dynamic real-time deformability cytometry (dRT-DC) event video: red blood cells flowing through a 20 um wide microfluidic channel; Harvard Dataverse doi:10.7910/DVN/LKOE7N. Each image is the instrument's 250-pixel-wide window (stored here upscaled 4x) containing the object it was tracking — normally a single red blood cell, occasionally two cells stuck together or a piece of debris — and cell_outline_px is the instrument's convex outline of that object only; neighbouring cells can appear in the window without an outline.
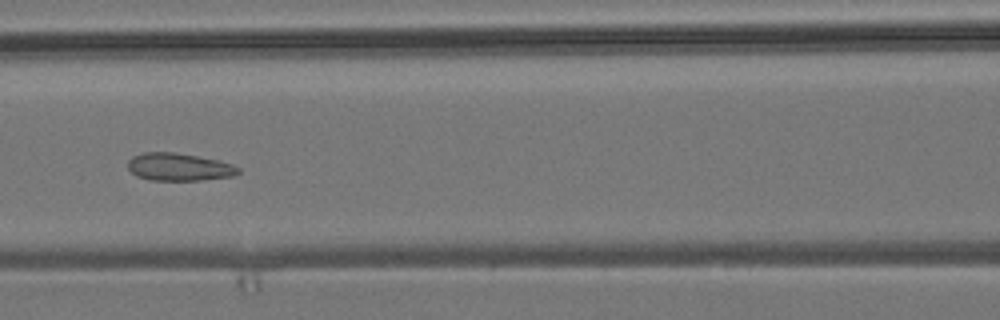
{"species": "common noctule bat (a hibernating species)", "species_latin": "Nyctalus noctula", "temperature_condition": "room temperature", "stored_images_in_passage": 9, "camera_frame_rate_fps": 3000, "um_per_image_px": 0.085, "animal": {"sex": "male", "body_mass_g": 19.2, "forearm_length_mm": 51.8}, "frame": {"image": 1, "passage_image": 7, "time_ms": 2.0, "image_size_px": [1000, 320], "cell_outline_px": [[240, 172], [232, 176], [200, 180], [148, 180], [136, 176], [128, 168], [128, 160], [132, 156], [144, 152], [176, 152], [216, 160], [232, 164], [240, 168]], "centroid_in_image_um": [15.18, 14.19], "position_along_channel_um": 151.4, "area_um2": 17.74}}
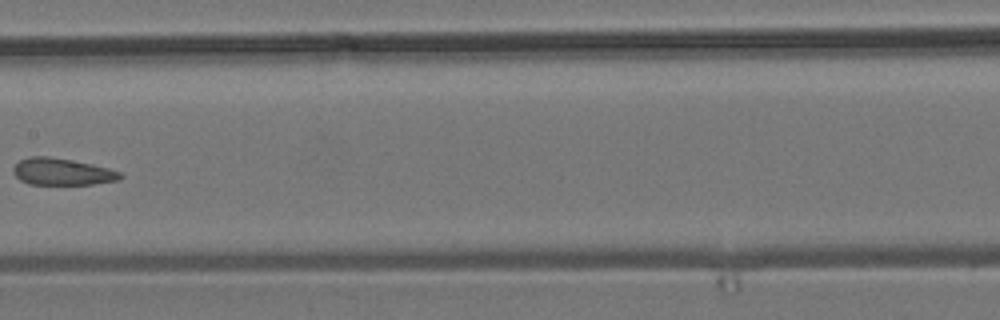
{"frame": {"image": 2, "passage_image": 8, "time_ms": 2.333, "image_size_px": [1000, 320], "cell_outline_px": [[124, 176], [120, 180], [92, 184], [28, 184], [20, 180], [12, 172], [12, 168], [20, 160], [28, 156], [48, 156], [72, 160], [92, 164], [108, 168], [120, 172]], "centroid_in_image_um": [5.27, 14.59], "position_along_channel_um": 202.1, "area_um2": 16.82}}
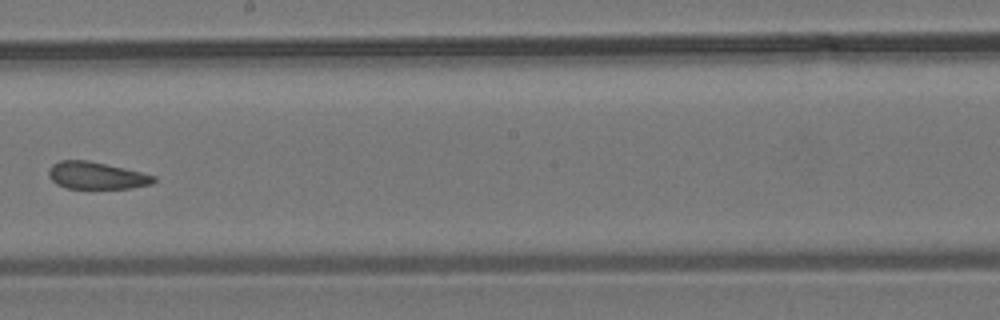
{"frame": {"image": 3, "passage_image": 9, "time_ms": 2.667, "image_size_px": [1000, 320], "cell_outline_px": [[156, 180], [152, 184], [128, 188], [68, 188], [56, 184], [48, 176], [48, 168], [52, 164], [60, 160], [88, 160], [124, 168], [156, 176]], "centroid_in_image_um": [8.16, 14.91], "position_along_channel_um": 240.0, "area_um2": 16.59}}